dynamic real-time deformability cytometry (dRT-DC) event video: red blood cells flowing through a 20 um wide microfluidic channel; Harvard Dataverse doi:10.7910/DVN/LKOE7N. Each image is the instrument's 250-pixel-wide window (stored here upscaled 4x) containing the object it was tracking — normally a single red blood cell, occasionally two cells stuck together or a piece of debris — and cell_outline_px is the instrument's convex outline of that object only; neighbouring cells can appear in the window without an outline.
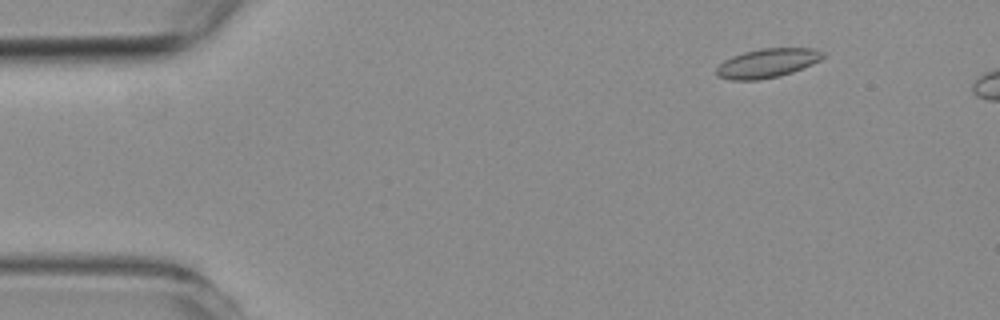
{"species": "common noctule bat (a hibernating species)", "species_latin": "Nyctalus noctula", "temperature_condition": "room temperature", "stored_images_in_passage": 4, "camera_frame_rate_fps": 3000, "um_per_image_px": 0.085, "animal": {"sex": "female", "body_mass_g": 19.3, "forearm_length_mm": 54.1}, "frame": {"image": 1, "passage_image": 3, "time_ms": 2.0, "image_size_px": [1000, 320], "cell_outline_px": [[824, 56], [820, 60], [804, 68], [780, 76], [760, 80], [732, 80], [716, 76], [716, 68], [724, 60], [732, 56], [744, 52], [760, 48], [812, 48], [824, 52]], "centroid_in_image_um": [65.21, 5.37], "position_along_channel_um": 19.8, "area_um2": 18.15}}